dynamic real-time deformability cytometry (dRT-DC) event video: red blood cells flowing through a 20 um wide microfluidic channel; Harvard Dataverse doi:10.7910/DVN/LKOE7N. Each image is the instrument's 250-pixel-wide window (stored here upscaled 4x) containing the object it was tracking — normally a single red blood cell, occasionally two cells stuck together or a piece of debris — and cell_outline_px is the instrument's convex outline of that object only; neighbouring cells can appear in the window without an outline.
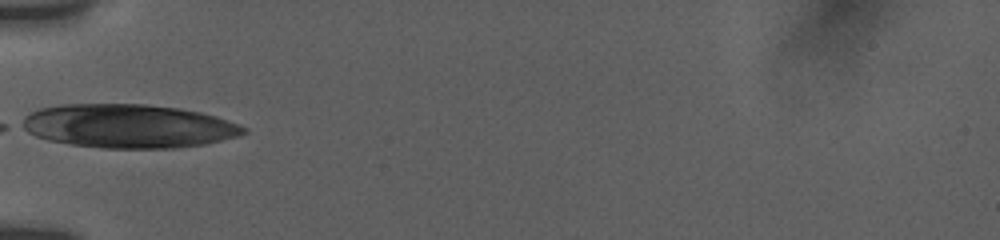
{"species": "human", "species_latin": "Homo sapiens", "temperature_condition": "room temperature", "stored_images_in_passage": 4, "camera_frame_rate_fps": 3000, "um_per_image_px": 0.085, "donor": {"sex": "female"}, "frame": {"image": 1, "passage_image": 1, "time_ms": 0.0, "image_size_px": [1000, 240], "cell_outline_px": [[248, 132], [240, 136], [204, 144], [176, 148], [104, 148], [72, 144], [48, 140], [36, 136], [20, 128], [16, 124], [24, 116], [40, 108], [60, 104], [144, 104], [180, 108], [200, 112], [216, 116], [248, 128]], "centroid_in_image_um": [10.88, 10.71], "position_along_channel_um": 74.1, "area_um2": 56.76}}